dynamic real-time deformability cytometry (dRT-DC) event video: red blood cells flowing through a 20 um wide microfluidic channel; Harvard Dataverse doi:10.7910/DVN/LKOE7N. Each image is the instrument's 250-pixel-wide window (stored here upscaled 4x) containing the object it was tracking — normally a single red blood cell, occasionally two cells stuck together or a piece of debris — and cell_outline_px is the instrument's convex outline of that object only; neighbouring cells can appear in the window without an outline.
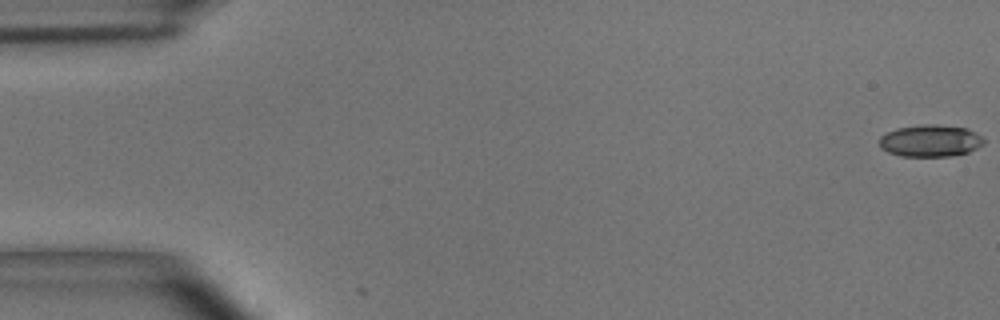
{"species": "common noctule bat (a hibernating species)", "species_latin": "Nyctalus noctula", "temperature_condition": "room temperature", "stored_images_in_passage": 3, "camera_frame_rate_fps": 3000, "um_per_image_px": 0.085, "animal": {"sex": "male", "body_mass_g": 15.6}, "frame": {"image": 1, "passage_image": 1, "time_ms": 0.0, "image_size_px": [1000, 320], "cell_outline_px": [[984, 144], [968, 152], [952, 156], [900, 156], [888, 152], [880, 148], [880, 136], [888, 132], [900, 128], [924, 124], [936, 124], [968, 128], [980, 136], [984, 140]], "centroid_in_image_um": [79.09, 11.97], "position_along_channel_um": 5.9, "area_um2": 19.36}}